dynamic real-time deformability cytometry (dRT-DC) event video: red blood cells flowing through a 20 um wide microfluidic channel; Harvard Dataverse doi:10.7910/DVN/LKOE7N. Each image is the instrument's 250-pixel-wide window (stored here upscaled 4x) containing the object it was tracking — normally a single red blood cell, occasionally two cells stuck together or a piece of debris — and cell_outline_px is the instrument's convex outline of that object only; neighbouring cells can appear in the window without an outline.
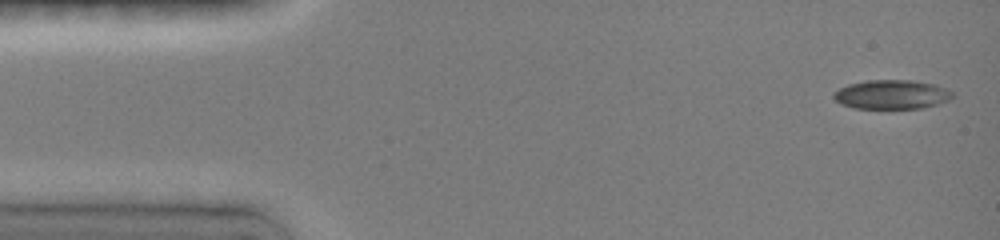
{"species": "common noctule bat (a hibernating species)", "species_latin": "Nyctalus noctula", "temperature_condition": "room temperature", "stored_images_in_passage": 6, "camera_frame_rate_fps": 3000, "um_per_image_px": 0.085, "animal": {"sex": "female", "body_mass_g": 19.0, "forearm_length_mm": 51.5}, "frame": {"image": 1, "passage_image": 1, "time_ms": 0.0, "image_size_px": [1000, 240], "cell_outline_px": [[952, 96], [948, 100], [936, 104], [920, 108], [852, 108], [840, 104], [832, 96], [832, 92], [848, 84], [864, 80], [912, 80], [936, 84], [952, 92]], "centroid_in_image_um": [75.73, 8.02], "position_along_channel_um": 9.3, "area_um2": 20.17}}
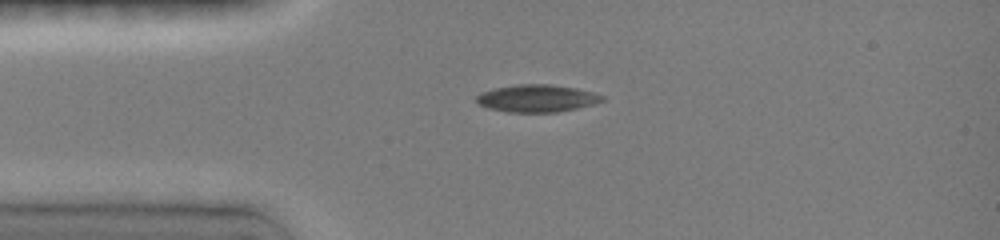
{"frame": {"image": 2, "passage_image": 5, "time_ms": 3.0, "image_size_px": [1000, 240], "cell_outline_px": [[604, 100], [592, 104], [576, 108], [556, 112], [508, 112], [488, 108], [480, 104], [476, 100], [476, 96], [480, 92], [496, 88], [516, 84], [548, 84], [576, 88], [592, 92], [604, 96]], "centroid_in_image_um": [45.61, 8.35], "position_along_channel_um": 39.4, "area_um2": 19.88}}